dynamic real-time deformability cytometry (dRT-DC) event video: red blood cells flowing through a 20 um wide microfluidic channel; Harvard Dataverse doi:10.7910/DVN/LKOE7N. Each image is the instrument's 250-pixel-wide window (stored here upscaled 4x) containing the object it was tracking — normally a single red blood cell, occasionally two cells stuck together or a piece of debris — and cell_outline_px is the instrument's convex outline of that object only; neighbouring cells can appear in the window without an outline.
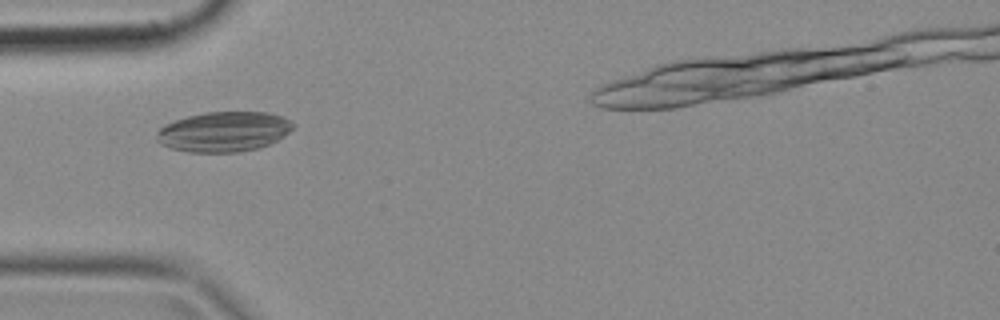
{"species": "common noctule bat (a hibernating species)", "species_latin": "Nyctalus noctula", "temperature_condition": "cold", "stored_images_in_passage": 29, "camera_frame_rate_fps": 3000, "um_per_image_px": 0.085, "animal": {"sex": "female", "body_mass_g": 18.4}, "frame": {"image": 1, "passage_image": 1, "time_ms": 0.0, "image_size_px": [1000, 320], "cell_outline_px": [[296, 124], [288, 132], [276, 140], [268, 144], [256, 148], [236, 152], [188, 152], [172, 148], [160, 144], [156, 140], [156, 132], [164, 124], [188, 116], [204, 112], [268, 112], [284, 116], [292, 120]], "centroid_in_image_um": [19.02, 11.18], "position_along_channel_um": 66.0, "area_um2": 31.85}}
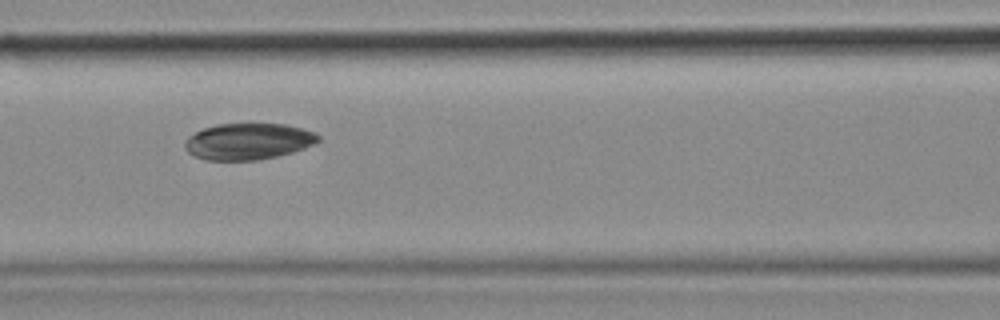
{"frame": {"image": 2, "passage_image": 7, "time_ms": 2.0, "image_size_px": [1000, 320], "cell_outline_px": [[320, 140], [304, 148], [292, 152], [276, 156], [256, 160], [208, 160], [196, 156], [188, 152], [184, 148], [184, 140], [188, 136], [204, 128], [216, 124], [284, 124], [316, 132], [320, 136]], "centroid_in_image_um": [21.08, 12.01], "position_along_channel_um": 145.5, "area_um2": 28.15}}
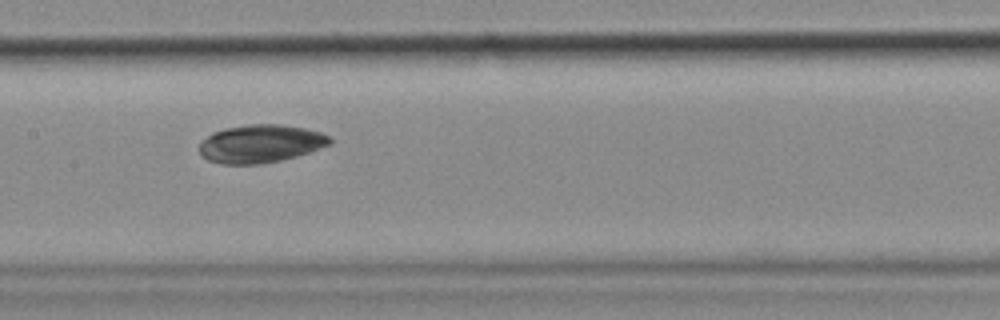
{"frame": {"image": 3, "passage_image": 10, "time_ms": 3.0, "image_size_px": [1000, 320], "cell_outline_px": [[332, 144], [312, 152], [280, 160], [260, 164], [220, 164], [208, 160], [200, 152], [200, 140], [212, 132], [224, 128], [248, 124], [280, 124], [304, 128], [320, 132], [328, 136], [332, 140]], "centroid_in_image_um": [22.15, 12.21], "position_along_channel_um": 185.3, "area_um2": 29.13}}